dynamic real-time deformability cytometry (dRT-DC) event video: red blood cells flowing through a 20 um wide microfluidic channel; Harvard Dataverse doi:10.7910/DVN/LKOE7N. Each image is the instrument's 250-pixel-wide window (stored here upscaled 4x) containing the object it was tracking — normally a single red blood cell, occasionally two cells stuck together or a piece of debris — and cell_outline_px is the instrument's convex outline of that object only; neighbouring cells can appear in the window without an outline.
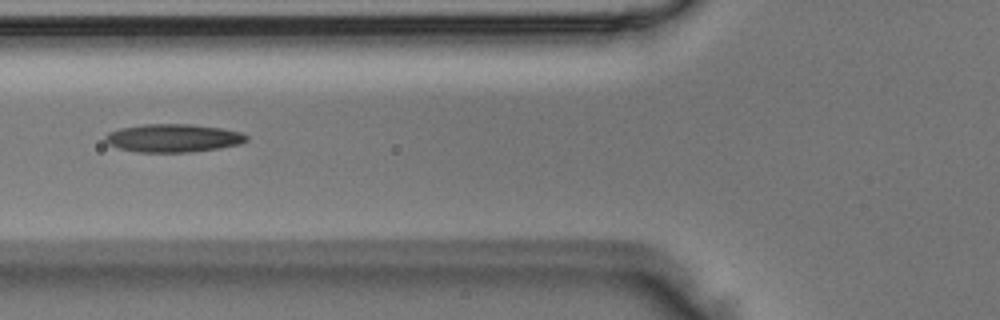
{"species": "Egyptian fruit bat (a non-hibernating species)", "species_latin": "Rousettus aegyptiacus", "temperature_condition": "room temperature", "stored_images_in_passage": 3, "camera_frame_rate_fps": 3000, "um_per_image_px": 0.085, "animal": {"sex": "male"}, "frame": {"image": 1, "passage_image": 3, "time_ms": 0.667, "image_size_px": [1000, 320], "cell_outline_px": [[248, 140], [240, 144], [220, 148], [192, 152], [140, 152], [116, 148], [108, 144], [104, 140], [104, 136], [108, 132], [120, 128], [144, 124], [192, 124], [220, 128], [240, 132], [248, 136]], "centroid_in_image_um": [14.7, 11.74], "position_along_channel_um": 111.1, "area_um2": 23.29}}